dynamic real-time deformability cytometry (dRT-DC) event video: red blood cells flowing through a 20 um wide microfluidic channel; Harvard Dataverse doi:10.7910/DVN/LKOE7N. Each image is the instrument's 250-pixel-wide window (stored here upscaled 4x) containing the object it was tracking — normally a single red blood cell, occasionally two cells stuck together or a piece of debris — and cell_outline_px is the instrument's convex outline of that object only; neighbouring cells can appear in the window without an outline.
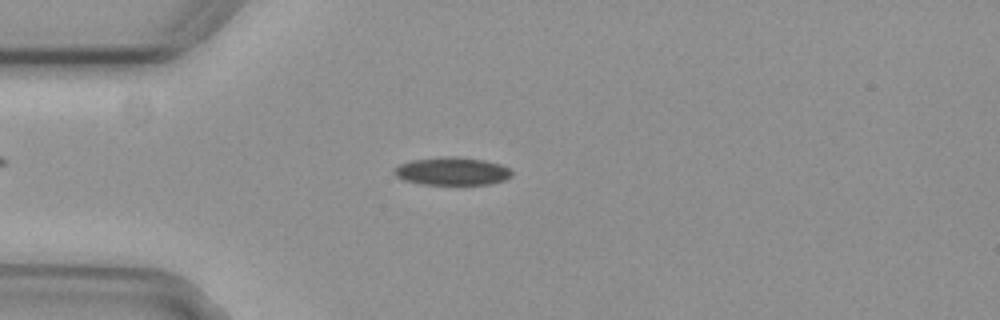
{"species": "common noctule bat (a hibernating species)", "species_latin": "Nyctalus noctula", "temperature_condition": "cold", "stored_images_in_passage": 3, "camera_frame_rate_fps": 3000, "um_per_image_px": 0.085, "animal": {"sex": "female", "body_mass_g": 29.2, "forearm_length_mm": 56.3}, "frame": {"image": 1, "passage_image": 2, "time_ms": 0.333, "image_size_px": [1000, 320], "cell_outline_px": [[512, 176], [504, 180], [488, 184], [424, 184], [404, 180], [396, 176], [392, 172], [392, 168], [400, 164], [412, 160], [444, 156], [456, 156], [484, 160], [500, 164], [508, 168], [512, 172]], "centroid_in_image_um": [38.4, 14.54], "position_along_channel_um": 46.6, "area_um2": 19.13}}